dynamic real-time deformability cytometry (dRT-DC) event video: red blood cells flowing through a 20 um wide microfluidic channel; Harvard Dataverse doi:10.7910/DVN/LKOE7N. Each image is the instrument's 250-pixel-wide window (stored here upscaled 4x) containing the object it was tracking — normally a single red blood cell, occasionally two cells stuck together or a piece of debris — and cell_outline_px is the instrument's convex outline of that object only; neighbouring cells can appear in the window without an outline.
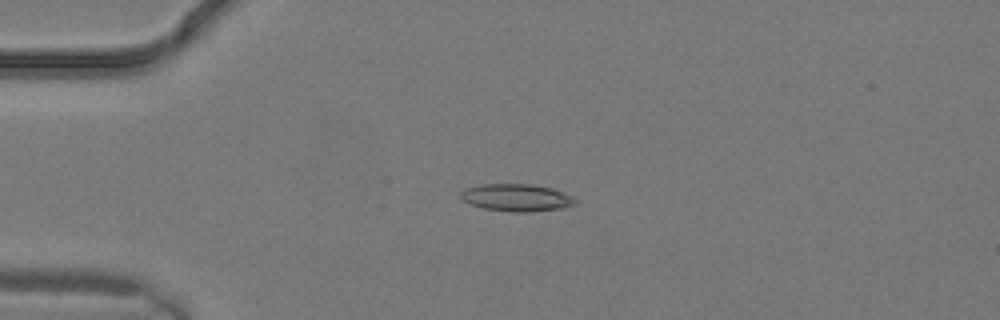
{"species": "common noctule bat (a hibernating species)", "species_latin": "Nyctalus noctula", "temperature_condition": "warm", "stored_images_in_passage": 1, "camera_frame_rate_fps": 3000, "um_per_image_px": 0.085, "animal": {"sex": "male", "body_mass_g": 19.2, "forearm_length_mm": 51.8}, "frame": {"image": 1, "passage_image": 1, "time_ms": 0.0, "image_size_px": [1000, 320], "cell_outline_px": [[576, 204], [560, 208], [528, 212], [512, 212], [484, 208], [472, 204], [464, 200], [460, 196], [460, 192], [464, 188], [480, 184], [532, 184], [552, 188], [572, 196], [576, 200]], "centroid_in_image_um": [43.89, 16.78], "position_along_channel_um": 41.1, "area_um2": 18.15}}